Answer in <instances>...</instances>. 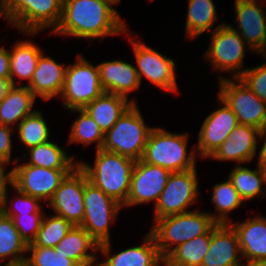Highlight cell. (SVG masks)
Masks as SVG:
<instances>
[{"label": "cell", "mask_w": 266, "mask_h": 266, "mask_svg": "<svg viewBox=\"0 0 266 266\" xmlns=\"http://www.w3.org/2000/svg\"><path fill=\"white\" fill-rule=\"evenodd\" d=\"M102 0H63L62 15L53 33L101 38L127 31L119 13Z\"/></svg>", "instance_id": "6da1fadb"}, {"label": "cell", "mask_w": 266, "mask_h": 266, "mask_svg": "<svg viewBox=\"0 0 266 266\" xmlns=\"http://www.w3.org/2000/svg\"><path fill=\"white\" fill-rule=\"evenodd\" d=\"M88 180L123 207L126 204L135 161L118 153L96 150L94 166L78 162Z\"/></svg>", "instance_id": "7a4b0ae2"}, {"label": "cell", "mask_w": 266, "mask_h": 266, "mask_svg": "<svg viewBox=\"0 0 266 266\" xmlns=\"http://www.w3.org/2000/svg\"><path fill=\"white\" fill-rule=\"evenodd\" d=\"M155 221V226L149 232L153 235L163 259L175 247L208 233L217 224L210 213L196 210L155 219ZM173 244L176 246L173 247Z\"/></svg>", "instance_id": "3957f363"}, {"label": "cell", "mask_w": 266, "mask_h": 266, "mask_svg": "<svg viewBox=\"0 0 266 266\" xmlns=\"http://www.w3.org/2000/svg\"><path fill=\"white\" fill-rule=\"evenodd\" d=\"M187 137V134H175L166 132L165 129L153 128L141 160L171 172L195 168L196 151L194 149L187 155Z\"/></svg>", "instance_id": "277c9868"}, {"label": "cell", "mask_w": 266, "mask_h": 266, "mask_svg": "<svg viewBox=\"0 0 266 266\" xmlns=\"http://www.w3.org/2000/svg\"><path fill=\"white\" fill-rule=\"evenodd\" d=\"M152 129L144 123L137 105L132 104L104 134L102 149L138 161L143 156Z\"/></svg>", "instance_id": "5b68a950"}, {"label": "cell", "mask_w": 266, "mask_h": 266, "mask_svg": "<svg viewBox=\"0 0 266 266\" xmlns=\"http://www.w3.org/2000/svg\"><path fill=\"white\" fill-rule=\"evenodd\" d=\"M63 0H6L4 18L22 33L37 34L55 28L62 15Z\"/></svg>", "instance_id": "8992f818"}, {"label": "cell", "mask_w": 266, "mask_h": 266, "mask_svg": "<svg viewBox=\"0 0 266 266\" xmlns=\"http://www.w3.org/2000/svg\"><path fill=\"white\" fill-rule=\"evenodd\" d=\"M219 82L218 97L233 111L238 123L259 129V138H263L266 134V102L239 77L233 80L220 77Z\"/></svg>", "instance_id": "52a82bcc"}, {"label": "cell", "mask_w": 266, "mask_h": 266, "mask_svg": "<svg viewBox=\"0 0 266 266\" xmlns=\"http://www.w3.org/2000/svg\"><path fill=\"white\" fill-rule=\"evenodd\" d=\"M98 66H93L84 57L78 56L74 65H68L61 97L67 109H83L102 95Z\"/></svg>", "instance_id": "ba28073f"}, {"label": "cell", "mask_w": 266, "mask_h": 266, "mask_svg": "<svg viewBox=\"0 0 266 266\" xmlns=\"http://www.w3.org/2000/svg\"><path fill=\"white\" fill-rule=\"evenodd\" d=\"M84 219L81 223L98 245L110 241L109 224L123 207L88 180L85 173Z\"/></svg>", "instance_id": "9c48e42d"}, {"label": "cell", "mask_w": 266, "mask_h": 266, "mask_svg": "<svg viewBox=\"0 0 266 266\" xmlns=\"http://www.w3.org/2000/svg\"><path fill=\"white\" fill-rule=\"evenodd\" d=\"M210 46L205 57L213 64L212 68L231 73L232 78L241 76L245 53V41L237 29L227 24H220L212 32ZM237 71V72H236Z\"/></svg>", "instance_id": "30bf717a"}, {"label": "cell", "mask_w": 266, "mask_h": 266, "mask_svg": "<svg viewBox=\"0 0 266 266\" xmlns=\"http://www.w3.org/2000/svg\"><path fill=\"white\" fill-rule=\"evenodd\" d=\"M196 167L182 172H171L155 206V219L189 212L188 206L197 201Z\"/></svg>", "instance_id": "8fae6325"}, {"label": "cell", "mask_w": 266, "mask_h": 266, "mask_svg": "<svg viewBox=\"0 0 266 266\" xmlns=\"http://www.w3.org/2000/svg\"><path fill=\"white\" fill-rule=\"evenodd\" d=\"M72 170H55L19 164L13 169V185L25 194L50 201L61 182Z\"/></svg>", "instance_id": "7c38bea8"}, {"label": "cell", "mask_w": 266, "mask_h": 266, "mask_svg": "<svg viewBox=\"0 0 266 266\" xmlns=\"http://www.w3.org/2000/svg\"><path fill=\"white\" fill-rule=\"evenodd\" d=\"M85 172L76 166L61 182L48 202L56 215L74 226H80L84 219Z\"/></svg>", "instance_id": "4fadbf2b"}, {"label": "cell", "mask_w": 266, "mask_h": 266, "mask_svg": "<svg viewBox=\"0 0 266 266\" xmlns=\"http://www.w3.org/2000/svg\"><path fill=\"white\" fill-rule=\"evenodd\" d=\"M171 171L141 159L135 161L126 206L155 201L157 204Z\"/></svg>", "instance_id": "5bb4252c"}, {"label": "cell", "mask_w": 266, "mask_h": 266, "mask_svg": "<svg viewBox=\"0 0 266 266\" xmlns=\"http://www.w3.org/2000/svg\"><path fill=\"white\" fill-rule=\"evenodd\" d=\"M133 43V52L136 58V67L140 82L142 77L147 78L155 86L165 90L175 92L177 90L175 76V62L167 58L166 55L158 53L156 50L140 43Z\"/></svg>", "instance_id": "9a60e30c"}, {"label": "cell", "mask_w": 266, "mask_h": 266, "mask_svg": "<svg viewBox=\"0 0 266 266\" xmlns=\"http://www.w3.org/2000/svg\"><path fill=\"white\" fill-rule=\"evenodd\" d=\"M219 101L224 106L206 117L199 132L196 151L203 158L210 157L239 125L233 111L220 98Z\"/></svg>", "instance_id": "2e32d148"}, {"label": "cell", "mask_w": 266, "mask_h": 266, "mask_svg": "<svg viewBox=\"0 0 266 266\" xmlns=\"http://www.w3.org/2000/svg\"><path fill=\"white\" fill-rule=\"evenodd\" d=\"M257 0H235L239 35L256 52L266 56V12Z\"/></svg>", "instance_id": "e0dca14e"}, {"label": "cell", "mask_w": 266, "mask_h": 266, "mask_svg": "<svg viewBox=\"0 0 266 266\" xmlns=\"http://www.w3.org/2000/svg\"><path fill=\"white\" fill-rule=\"evenodd\" d=\"M241 253L236 230L230 224H216L212 228L210 247L201 266H240Z\"/></svg>", "instance_id": "ac0fdd59"}, {"label": "cell", "mask_w": 266, "mask_h": 266, "mask_svg": "<svg viewBox=\"0 0 266 266\" xmlns=\"http://www.w3.org/2000/svg\"><path fill=\"white\" fill-rule=\"evenodd\" d=\"M259 129L249 125H237L230 136L218 147L210 158L220 161L249 162L255 157Z\"/></svg>", "instance_id": "d6986e66"}, {"label": "cell", "mask_w": 266, "mask_h": 266, "mask_svg": "<svg viewBox=\"0 0 266 266\" xmlns=\"http://www.w3.org/2000/svg\"><path fill=\"white\" fill-rule=\"evenodd\" d=\"M140 246L125 249L116 255H110V241L99 245V250L107 257L98 266H159L161 257L153 235L149 232Z\"/></svg>", "instance_id": "ffe728a7"}, {"label": "cell", "mask_w": 266, "mask_h": 266, "mask_svg": "<svg viewBox=\"0 0 266 266\" xmlns=\"http://www.w3.org/2000/svg\"><path fill=\"white\" fill-rule=\"evenodd\" d=\"M98 66L100 83L107 93L128 99V93L138 89L140 79L136 67L120 60L106 61Z\"/></svg>", "instance_id": "44dd1931"}, {"label": "cell", "mask_w": 266, "mask_h": 266, "mask_svg": "<svg viewBox=\"0 0 266 266\" xmlns=\"http://www.w3.org/2000/svg\"><path fill=\"white\" fill-rule=\"evenodd\" d=\"M67 67L58 64L53 58L40 55L33 77L27 87L35 96L49 100L55 95L60 96Z\"/></svg>", "instance_id": "7402d4cb"}, {"label": "cell", "mask_w": 266, "mask_h": 266, "mask_svg": "<svg viewBox=\"0 0 266 266\" xmlns=\"http://www.w3.org/2000/svg\"><path fill=\"white\" fill-rule=\"evenodd\" d=\"M132 104H136L134 99L129 101L125 97L104 92L83 109L105 134Z\"/></svg>", "instance_id": "603a6c76"}, {"label": "cell", "mask_w": 266, "mask_h": 266, "mask_svg": "<svg viewBox=\"0 0 266 266\" xmlns=\"http://www.w3.org/2000/svg\"><path fill=\"white\" fill-rule=\"evenodd\" d=\"M239 238L241 256L246 260H266V218L254 217L232 224Z\"/></svg>", "instance_id": "cb8c5ba5"}, {"label": "cell", "mask_w": 266, "mask_h": 266, "mask_svg": "<svg viewBox=\"0 0 266 266\" xmlns=\"http://www.w3.org/2000/svg\"><path fill=\"white\" fill-rule=\"evenodd\" d=\"M55 248L78 266H98L94 265L96 256L87 251L92 249L96 252L99 250V245L81 226H73Z\"/></svg>", "instance_id": "d4e9b609"}, {"label": "cell", "mask_w": 266, "mask_h": 266, "mask_svg": "<svg viewBox=\"0 0 266 266\" xmlns=\"http://www.w3.org/2000/svg\"><path fill=\"white\" fill-rule=\"evenodd\" d=\"M36 96L27 86H12L0 102V125L10 126L34 113Z\"/></svg>", "instance_id": "484cf974"}, {"label": "cell", "mask_w": 266, "mask_h": 266, "mask_svg": "<svg viewBox=\"0 0 266 266\" xmlns=\"http://www.w3.org/2000/svg\"><path fill=\"white\" fill-rule=\"evenodd\" d=\"M28 244L15 228L13 219L0 211V260L11 257L5 266H21L26 258L22 254L28 253Z\"/></svg>", "instance_id": "4316f807"}, {"label": "cell", "mask_w": 266, "mask_h": 266, "mask_svg": "<svg viewBox=\"0 0 266 266\" xmlns=\"http://www.w3.org/2000/svg\"><path fill=\"white\" fill-rule=\"evenodd\" d=\"M212 229L175 247L165 258L164 266H201L210 247Z\"/></svg>", "instance_id": "83f0119b"}, {"label": "cell", "mask_w": 266, "mask_h": 266, "mask_svg": "<svg viewBox=\"0 0 266 266\" xmlns=\"http://www.w3.org/2000/svg\"><path fill=\"white\" fill-rule=\"evenodd\" d=\"M42 51L34 43L21 41L16 43L10 53V81L15 84V76L28 79L30 83Z\"/></svg>", "instance_id": "f1b7e54d"}, {"label": "cell", "mask_w": 266, "mask_h": 266, "mask_svg": "<svg viewBox=\"0 0 266 266\" xmlns=\"http://www.w3.org/2000/svg\"><path fill=\"white\" fill-rule=\"evenodd\" d=\"M257 163L256 170L238 165L229 174V179L243 201L266 194L262 188L263 184L266 185V167Z\"/></svg>", "instance_id": "f546056e"}, {"label": "cell", "mask_w": 266, "mask_h": 266, "mask_svg": "<svg viewBox=\"0 0 266 266\" xmlns=\"http://www.w3.org/2000/svg\"><path fill=\"white\" fill-rule=\"evenodd\" d=\"M30 161L26 164L55 170H73L78 163H74L65 149L55 143H46L29 148Z\"/></svg>", "instance_id": "4dcf8cb0"}, {"label": "cell", "mask_w": 266, "mask_h": 266, "mask_svg": "<svg viewBox=\"0 0 266 266\" xmlns=\"http://www.w3.org/2000/svg\"><path fill=\"white\" fill-rule=\"evenodd\" d=\"M187 13L185 30L188 37L197 38L206 31H214L211 26L218 16L213 0H189Z\"/></svg>", "instance_id": "1f68e13d"}, {"label": "cell", "mask_w": 266, "mask_h": 266, "mask_svg": "<svg viewBox=\"0 0 266 266\" xmlns=\"http://www.w3.org/2000/svg\"><path fill=\"white\" fill-rule=\"evenodd\" d=\"M74 225L59 215L44 217L36 238L28 247L55 248Z\"/></svg>", "instance_id": "d6a6232c"}, {"label": "cell", "mask_w": 266, "mask_h": 266, "mask_svg": "<svg viewBox=\"0 0 266 266\" xmlns=\"http://www.w3.org/2000/svg\"><path fill=\"white\" fill-rule=\"evenodd\" d=\"M211 200L215 205V209L219 211L216 216L210 213L217 224H229L227 213L238 208L243 202L229 178L226 182L218 183L213 187Z\"/></svg>", "instance_id": "836d02e7"}, {"label": "cell", "mask_w": 266, "mask_h": 266, "mask_svg": "<svg viewBox=\"0 0 266 266\" xmlns=\"http://www.w3.org/2000/svg\"><path fill=\"white\" fill-rule=\"evenodd\" d=\"M16 129L18 138L26 146V149L49 141L48 126L42 113L38 110L19 122Z\"/></svg>", "instance_id": "e575fe53"}, {"label": "cell", "mask_w": 266, "mask_h": 266, "mask_svg": "<svg viewBox=\"0 0 266 266\" xmlns=\"http://www.w3.org/2000/svg\"><path fill=\"white\" fill-rule=\"evenodd\" d=\"M79 112L80 115L73 123L69 143L79 142L84 145H90L97 142V150L102 148L104 143V133L84 109H71V112Z\"/></svg>", "instance_id": "d590c367"}, {"label": "cell", "mask_w": 266, "mask_h": 266, "mask_svg": "<svg viewBox=\"0 0 266 266\" xmlns=\"http://www.w3.org/2000/svg\"><path fill=\"white\" fill-rule=\"evenodd\" d=\"M27 252L32 254L26 258L30 266H78L56 248L28 247Z\"/></svg>", "instance_id": "8d00e7d4"}, {"label": "cell", "mask_w": 266, "mask_h": 266, "mask_svg": "<svg viewBox=\"0 0 266 266\" xmlns=\"http://www.w3.org/2000/svg\"><path fill=\"white\" fill-rule=\"evenodd\" d=\"M12 188H15L17 194L20 195V198L16 199V202L14 204H10L8 206V200H5V203L3 207L0 209V211L8 216L11 217L12 215H20V214H31V213H41V207L39 204V199L29 196L25 194L24 192L18 190L14 185H12ZM9 207V208H8Z\"/></svg>", "instance_id": "74e56055"}, {"label": "cell", "mask_w": 266, "mask_h": 266, "mask_svg": "<svg viewBox=\"0 0 266 266\" xmlns=\"http://www.w3.org/2000/svg\"><path fill=\"white\" fill-rule=\"evenodd\" d=\"M15 228L27 244L36 238L43 219L42 213L12 215Z\"/></svg>", "instance_id": "f35d334b"}, {"label": "cell", "mask_w": 266, "mask_h": 266, "mask_svg": "<svg viewBox=\"0 0 266 266\" xmlns=\"http://www.w3.org/2000/svg\"><path fill=\"white\" fill-rule=\"evenodd\" d=\"M239 78L257 97L266 102V63L252 69H242Z\"/></svg>", "instance_id": "ab89813d"}, {"label": "cell", "mask_w": 266, "mask_h": 266, "mask_svg": "<svg viewBox=\"0 0 266 266\" xmlns=\"http://www.w3.org/2000/svg\"><path fill=\"white\" fill-rule=\"evenodd\" d=\"M11 132L10 126L0 125V161L6 164L11 159Z\"/></svg>", "instance_id": "60d3db41"}, {"label": "cell", "mask_w": 266, "mask_h": 266, "mask_svg": "<svg viewBox=\"0 0 266 266\" xmlns=\"http://www.w3.org/2000/svg\"><path fill=\"white\" fill-rule=\"evenodd\" d=\"M4 165L6 163L0 161V209L7 200V183L13 185V169L6 174Z\"/></svg>", "instance_id": "b9f144b4"}, {"label": "cell", "mask_w": 266, "mask_h": 266, "mask_svg": "<svg viewBox=\"0 0 266 266\" xmlns=\"http://www.w3.org/2000/svg\"><path fill=\"white\" fill-rule=\"evenodd\" d=\"M0 78L10 79V52L0 47Z\"/></svg>", "instance_id": "7bdbcfd3"}, {"label": "cell", "mask_w": 266, "mask_h": 266, "mask_svg": "<svg viewBox=\"0 0 266 266\" xmlns=\"http://www.w3.org/2000/svg\"><path fill=\"white\" fill-rule=\"evenodd\" d=\"M12 87L10 79L0 78V102L3 100L8 90Z\"/></svg>", "instance_id": "ee69618b"}, {"label": "cell", "mask_w": 266, "mask_h": 266, "mask_svg": "<svg viewBox=\"0 0 266 266\" xmlns=\"http://www.w3.org/2000/svg\"><path fill=\"white\" fill-rule=\"evenodd\" d=\"M257 157L258 162L266 167V137Z\"/></svg>", "instance_id": "f6af8a7d"}, {"label": "cell", "mask_w": 266, "mask_h": 266, "mask_svg": "<svg viewBox=\"0 0 266 266\" xmlns=\"http://www.w3.org/2000/svg\"><path fill=\"white\" fill-rule=\"evenodd\" d=\"M245 266H266V260H246ZM243 263L240 264L242 266ZM244 266V265H243Z\"/></svg>", "instance_id": "bcb514c9"}, {"label": "cell", "mask_w": 266, "mask_h": 266, "mask_svg": "<svg viewBox=\"0 0 266 266\" xmlns=\"http://www.w3.org/2000/svg\"><path fill=\"white\" fill-rule=\"evenodd\" d=\"M6 0H0V16L4 17Z\"/></svg>", "instance_id": "7dc6e473"}, {"label": "cell", "mask_w": 266, "mask_h": 266, "mask_svg": "<svg viewBox=\"0 0 266 266\" xmlns=\"http://www.w3.org/2000/svg\"><path fill=\"white\" fill-rule=\"evenodd\" d=\"M102 1H105L109 3L110 5H113V4H118L120 0H102Z\"/></svg>", "instance_id": "c3c4849f"}, {"label": "cell", "mask_w": 266, "mask_h": 266, "mask_svg": "<svg viewBox=\"0 0 266 266\" xmlns=\"http://www.w3.org/2000/svg\"><path fill=\"white\" fill-rule=\"evenodd\" d=\"M21 266H30L26 261Z\"/></svg>", "instance_id": "681fc988"}]
</instances>
